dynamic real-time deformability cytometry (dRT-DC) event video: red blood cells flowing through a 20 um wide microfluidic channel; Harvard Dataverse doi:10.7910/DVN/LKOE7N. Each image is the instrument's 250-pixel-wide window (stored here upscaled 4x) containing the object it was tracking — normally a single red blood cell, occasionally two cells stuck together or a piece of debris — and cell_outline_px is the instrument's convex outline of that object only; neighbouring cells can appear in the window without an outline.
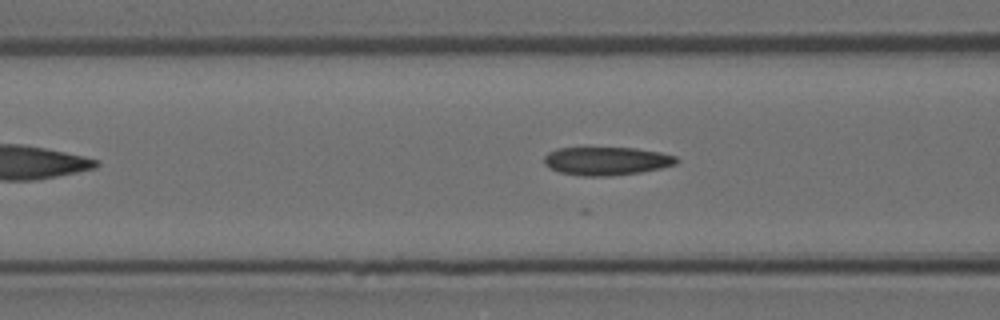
{"species": "Egyptian fruit bat (a non-hibernating species)", "species_latin": "Rousettus aegyptiacus", "temperature_condition": "room temperature", "stored_images_in_passage": 24, "camera_frame_rate_fps": 3000, "um_per_image_px": 0.085, "animal": {"sex": "female"}, "frame": {"image": 1, "passage_image": 7, "time_ms": 2.0, "image_size_px": [1000, 320], "cell_outline_px": [[680, 160], [676, 164], [660, 168], [640, 172], [608, 176], [580, 176], [560, 172], [548, 168], [544, 164], [544, 156], [548, 152], [556, 148], [636, 148], [660, 152], [676, 156]], "centroid_in_image_um": [51.53, 13.68], "position_along_channel_um": 115.1, "area_um2": 21.91}}
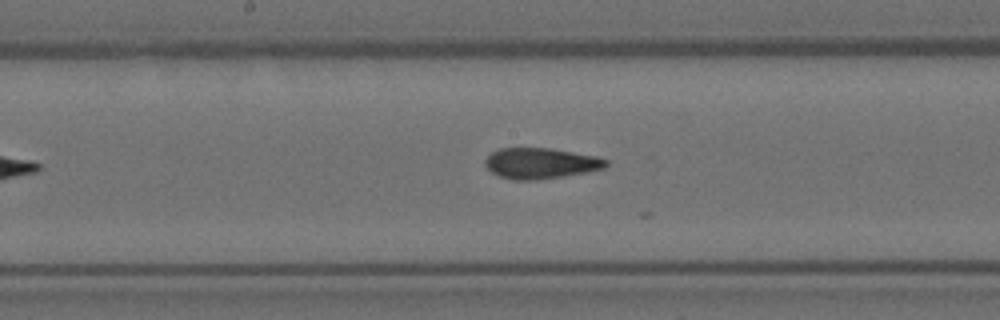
{"frame": {"image": 2, "passage_image": 14, "time_ms": 4.333, "image_size_px": [1000, 320], "cell_outline_px": [[608, 164], [604, 168], [588, 172], [564, 176], [536, 180], [512, 180], [500, 176], [492, 172], [484, 164], [484, 160], [492, 152], [500, 148], [552, 148], [596, 156], [608, 160]], "centroid_in_image_um": [45.96, 13.88], "position_along_channel_um": 202.2, "area_um2": 21.73}}
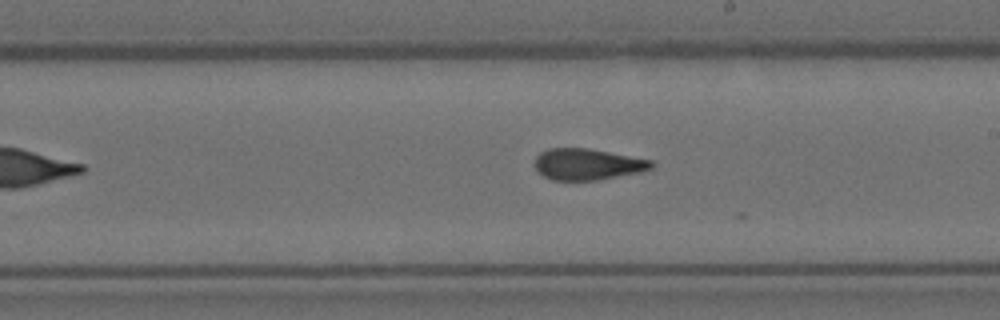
{"frame": {"image": 3, "passage_image": 17, "time_ms": 5.333, "image_size_px": [1000, 320], "cell_outline_px": [[656, 164], [652, 168], [640, 172], [596, 180], [552, 180], [544, 176], [532, 164], [536, 156], [540, 152], [548, 148], [588, 148], [652, 160]], "centroid_in_image_um": [49.92, 13.95], "position_along_channel_um": 239.1, "area_um2": 21.33}}